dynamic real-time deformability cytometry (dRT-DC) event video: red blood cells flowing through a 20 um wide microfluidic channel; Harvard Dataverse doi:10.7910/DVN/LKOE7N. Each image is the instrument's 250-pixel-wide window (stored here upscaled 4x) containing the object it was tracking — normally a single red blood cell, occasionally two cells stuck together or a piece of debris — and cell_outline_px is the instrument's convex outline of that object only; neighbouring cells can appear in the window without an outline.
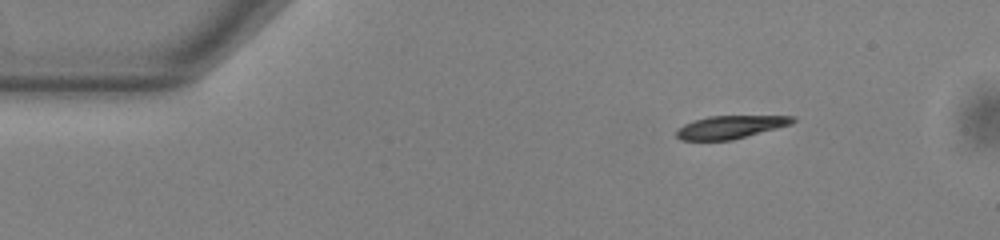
{"species": "common noctule bat (a hibernating species)", "species_latin": "Nyctalus noctula", "temperature_condition": "warm", "stored_images_in_passage": 47, "camera_frame_rate_fps": 3000, "um_per_image_px": 0.085, "animal": {"sex": "male", "body_mass_g": 13.0, "forearm_length_mm": 53.1}, "frame": {"image": 1, "passage_image": 1, "time_ms": 0.0, "image_size_px": [1000, 240], "cell_outline_px": [[796, 120], [792, 124], [732, 140], [680, 140], [676, 136], [676, 128], [684, 124], [708, 116], [796, 116]], "centroid_in_image_um": [62.07, 10.8], "position_along_channel_um": 22.9, "area_um2": 15.49}}
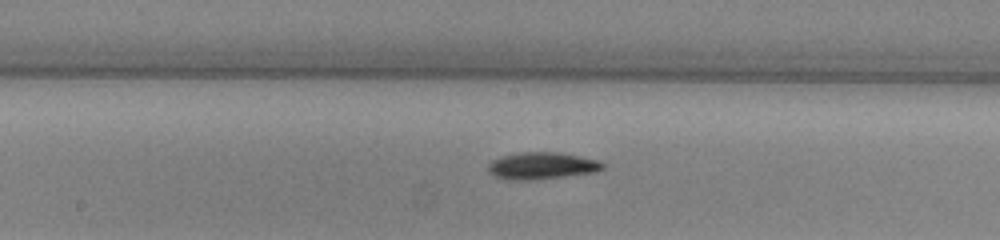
{"frame": {"image": 2, "passage_image": 21, "time_ms": 6.667, "image_size_px": [1000, 240], "cell_outline_px": [[604, 168], [596, 172], [564, 176], [528, 180], [508, 180], [492, 176], [488, 172], [488, 164], [492, 160], [500, 156], [520, 152], [560, 152], [600, 160], [604, 164]], "centroid_in_image_um": [46.03, 14.08], "position_along_channel_um": 202.2, "area_um2": 18.21}}
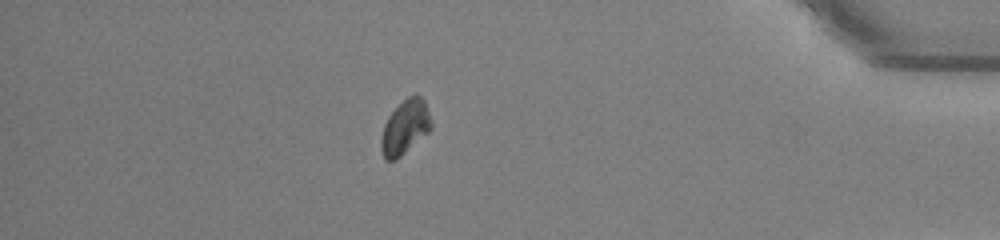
{"frame": {"image": 3, "passage_image": 40, "time_ms": 13.0, "image_size_px": [1000, 240], "cell_outline_px": [[432, 128], [428, 132], [400, 156], [392, 160], [384, 160], [380, 148], [380, 140], [384, 124], [388, 116], [408, 96], [416, 92], [424, 100], [432, 120]], "centroid_in_image_um": [34.43, 10.79], "position_along_channel_um": 400.8, "area_um2": 15.78}, "authors_computed_cell_mechanics": {"area_um2": 16.4152, "velocity_mm_per_s": 3.8384, "shape_relaxation_time_tau1_ms": 3.1246, "shape_relaxation_time_tau2_ms": null, "deformation_change_tau1": 0.1183, "deformation_change_tau2": null}}